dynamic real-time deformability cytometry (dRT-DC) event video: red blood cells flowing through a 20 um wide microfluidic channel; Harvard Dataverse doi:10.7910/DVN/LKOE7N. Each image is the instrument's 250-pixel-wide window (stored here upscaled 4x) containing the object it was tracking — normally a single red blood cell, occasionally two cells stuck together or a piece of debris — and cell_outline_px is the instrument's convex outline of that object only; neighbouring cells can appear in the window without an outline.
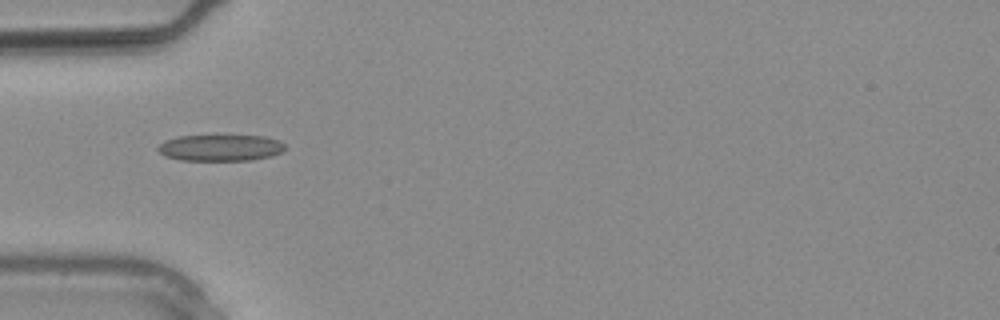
{"species": "common noctule bat (a hibernating species)", "species_latin": "Nyctalus noctula", "temperature_condition": "warm", "stored_images_in_passage": 1, "camera_frame_rate_fps": 3000, "um_per_image_px": 0.085, "animal": {"sex": "male", "body_mass_g": 20.4}, "frame": {"image": 1, "passage_image": 1, "time_ms": 0.0, "image_size_px": [1000, 320], "cell_outline_px": [[288, 148], [284, 152], [272, 156], [252, 160], [180, 160], [164, 156], [156, 148], [160, 144], [168, 140], [180, 136], [264, 136], [280, 140]], "centroid_in_image_um": [18.81, 12.57], "position_along_channel_um": 66.2, "area_um2": 19.59}}